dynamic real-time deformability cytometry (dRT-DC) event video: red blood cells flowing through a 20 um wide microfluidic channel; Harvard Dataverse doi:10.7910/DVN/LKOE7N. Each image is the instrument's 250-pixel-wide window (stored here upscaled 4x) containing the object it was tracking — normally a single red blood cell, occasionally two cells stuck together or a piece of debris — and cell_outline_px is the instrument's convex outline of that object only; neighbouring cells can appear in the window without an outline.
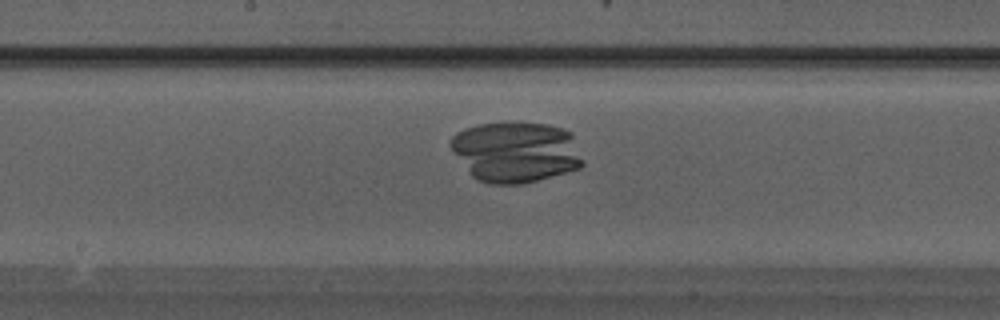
{"species": "Egyptian fruit bat (a non-hibernating species)", "species_latin": "Rousettus aegyptiacus", "temperature_condition": "warm", "stored_images_in_passage": 24, "camera_frame_rate_fps": 3000, "um_per_image_px": 0.085, "animal": {"sex": "male"}, "frame": {"image": 1, "passage_image": 14, "time_ms": 4.333, "image_size_px": [1000, 320], "cell_outline_px": [[584, 164], [580, 168], [536, 180], [520, 184], [492, 184], [476, 180], [472, 176], [452, 152], [452, 136], [456, 132], [464, 128], [480, 124], [548, 124], [572, 132], [584, 160]], "centroid_in_image_um": [43.86, 12.93], "position_along_channel_um": 204.3, "area_um2": 46.53}}
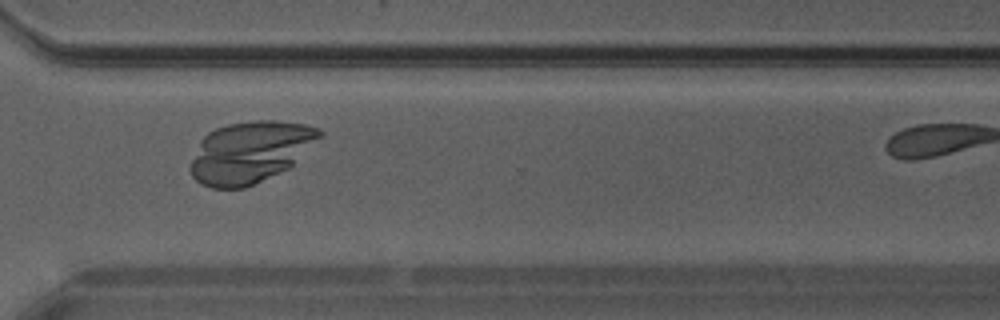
{"frame": {"image": 2, "passage_image": 21, "time_ms": 6.667, "image_size_px": [1000, 320], "cell_outline_px": [[324, 136], [288, 168], [244, 188], [212, 188], [200, 184], [192, 176], [188, 168], [200, 140], [208, 132], [216, 128], [228, 124], [256, 120], [272, 120], [304, 124], [320, 128], [324, 132]], "centroid_in_image_um": [21.26, 12.92], "position_along_channel_um": 349.3, "area_um2": 46.36}}